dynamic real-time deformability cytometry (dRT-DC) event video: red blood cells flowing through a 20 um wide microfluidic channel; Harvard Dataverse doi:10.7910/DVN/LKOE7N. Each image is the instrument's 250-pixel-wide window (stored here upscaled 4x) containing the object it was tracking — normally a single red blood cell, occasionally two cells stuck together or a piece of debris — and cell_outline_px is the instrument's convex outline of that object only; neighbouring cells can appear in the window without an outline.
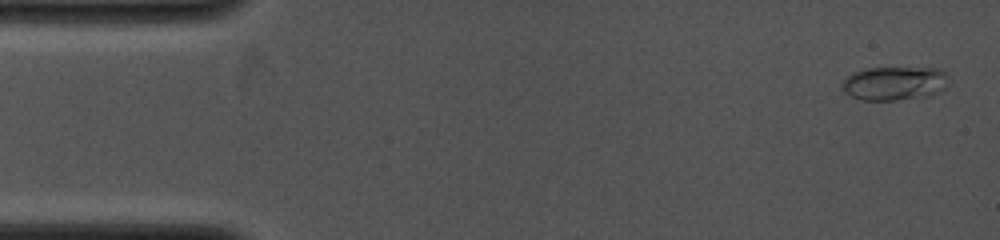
{"species": "common noctule bat (a hibernating species)", "species_latin": "Nyctalus noctula", "temperature_condition": "cold", "stored_images_in_passage": 19, "camera_frame_rate_fps": 4000, "um_per_image_px": 0.085, "animal": {"sex": "female", "body_mass_g": 19.0, "forearm_length_mm": 53.3}, "frame": {"image": 1, "passage_image": 1, "time_ms": 0.0, "image_size_px": [1000, 240], "cell_outline_px": [[948, 84], [940, 92], [896, 100], [860, 100], [844, 92], [840, 84], [848, 76], [864, 68], [936, 68], [944, 72], [948, 76]], "centroid_in_image_um": [76.0, 7.07], "position_along_channel_um": 9.0, "area_um2": 20.75}}
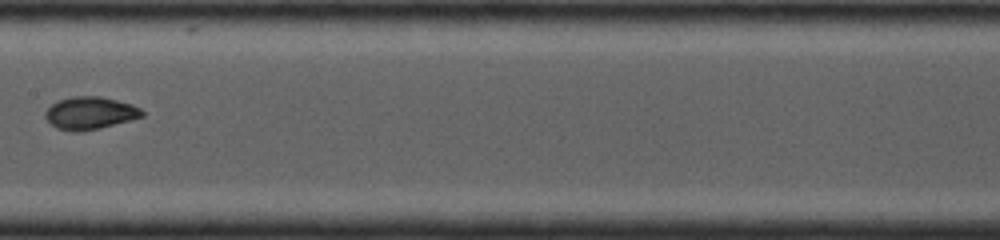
{"frame": {"image": 2, "passage_image": 12, "time_ms": 7.0, "image_size_px": [1000, 240], "cell_outline_px": [[144, 116], [100, 128], [76, 132], [72, 132], [56, 128], [44, 116], [44, 112], [52, 104], [60, 100], [72, 96], [100, 96], [132, 104], [140, 108], [144, 112]], "centroid_in_image_um": [7.65, 9.61], "position_along_channel_um": 199.8, "area_um2": 18.26}}
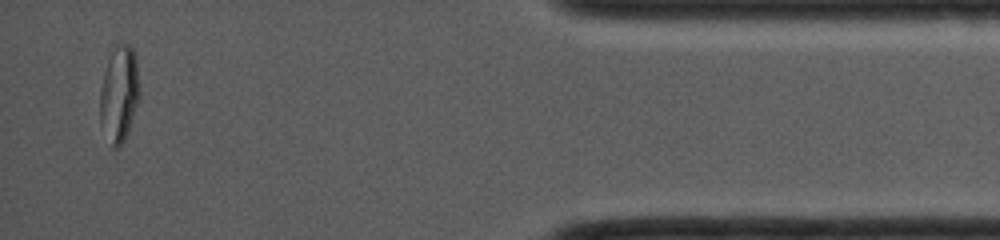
{"frame": {"image": 3, "passage_image": 19, "time_ms": 13.25, "image_size_px": [1000, 240], "cell_outline_px": [[140, 96], [128, 132], [124, 140], [116, 148], [112, 148], [100, 124], [100, 88], [104, 72], [108, 60], [116, 44], [132, 44], [136, 56], [140, 92]], "centroid_in_image_um": [10.14, 7.97], "position_along_channel_um": 425.1, "area_um2": 22.31}}